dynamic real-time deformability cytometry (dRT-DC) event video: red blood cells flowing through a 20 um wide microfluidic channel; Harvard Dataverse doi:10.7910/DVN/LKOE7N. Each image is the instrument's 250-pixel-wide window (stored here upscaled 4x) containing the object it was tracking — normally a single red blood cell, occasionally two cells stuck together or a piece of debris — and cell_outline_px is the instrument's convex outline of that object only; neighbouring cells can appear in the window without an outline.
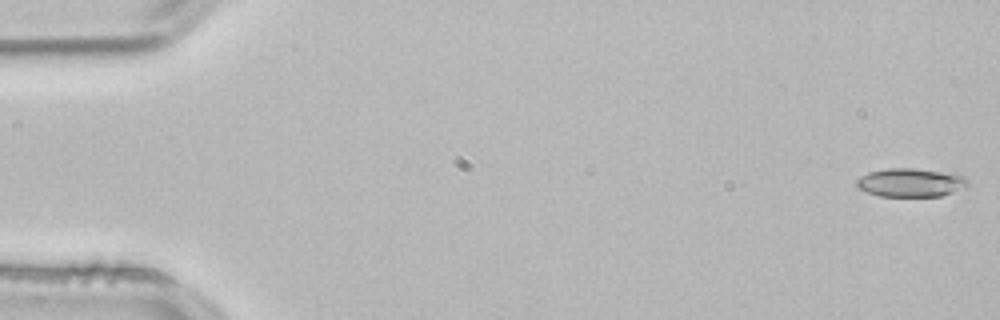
{"species": "common noctule bat (a hibernating species)", "species_latin": "Nyctalus noctula", "temperature_condition": "room temperature", "stored_images_in_passage": 53, "camera_frame_rate_fps": 3000, "um_per_image_px": 0.085, "animal": {"sex": "male", "body_mass_g": 21.5, "forearm_length_mm": 52.0}, "frame": {"image": 1, "passage_image": 1, "time_ms": 0.0, "image_size_px": [1000, 320], "cell_outline_px": [[968, 184], [964, 188], [940, 196], [880, 196], [856, 188], [856, 180], [860, 176], [868, 172], [888, 168], [912, 168], [940, 172], [964, 176], [968, 180]], "centroid_in_image_um": [77.35, 15.52], "position_along_channel_um": 7.6, "area_um2": 18.32}}
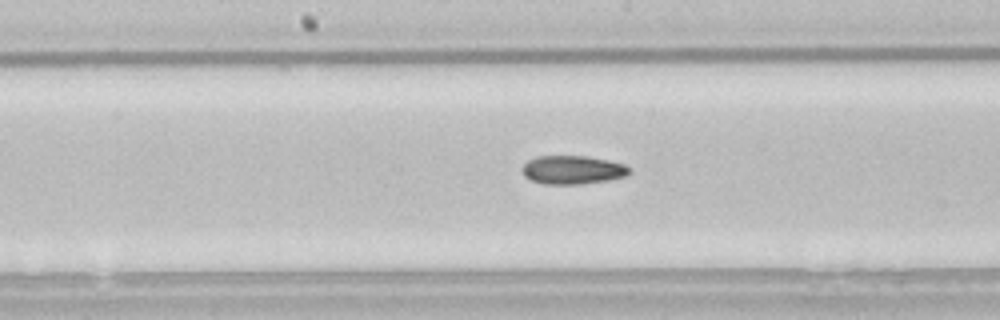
{"frame": {"image": 2, "passage_image": 27, "time_ms": 8.667, "image_size_px": [1000, 320], "cell_outline_px": [[632, 172], [624, 176], [608, 180], [580, 184], [544, 184], [532, 180], [524, 176], [520, 168], [528, 160], [536, 156], [584, 156], [608, 160], [624, 164]], "centroid_in_image_um": [48.63, 14.43], "position_along_channel_um": 199.6, "area_um2": 17.8}}
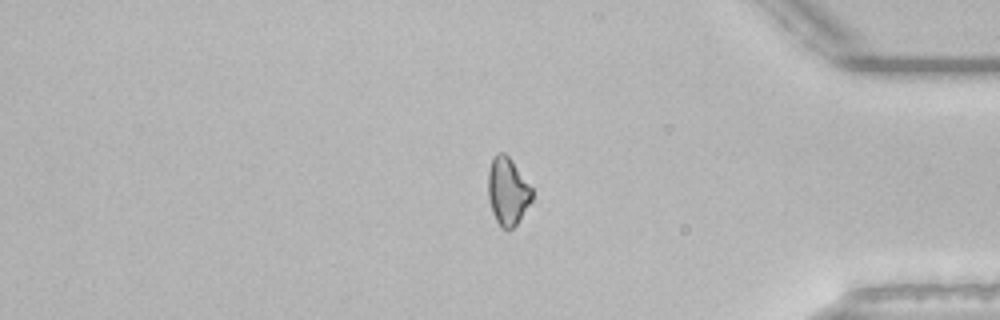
{"frame": {"image": 3, "passage_image": 44, "time_ms": 14.333, "image_size_px": [1000, 320], "cell_outline_px": [[532, 200], [516, 224], [512, 228], [500, 228], [492, 212], [488, 196], [488, 168], [492, 156], [496, 152], [504, 152], [512, 160], [532, 188]], "centroid_in_image_um": [43.12, 16.21], "position_along_channel_um": 392.1, "area_um2": 17.34}, "authors_computed_cell_mechanics": {"area_um2": 17.9758, "velocity_mm_per_s": 3.8578, "shape_relaxation_time_tau1_ms": null, "shape_relaxation_time_tau2_ms": 4.9008, "deformation_change_tau1": null, "deformation_change_tau2": 0.1137}}